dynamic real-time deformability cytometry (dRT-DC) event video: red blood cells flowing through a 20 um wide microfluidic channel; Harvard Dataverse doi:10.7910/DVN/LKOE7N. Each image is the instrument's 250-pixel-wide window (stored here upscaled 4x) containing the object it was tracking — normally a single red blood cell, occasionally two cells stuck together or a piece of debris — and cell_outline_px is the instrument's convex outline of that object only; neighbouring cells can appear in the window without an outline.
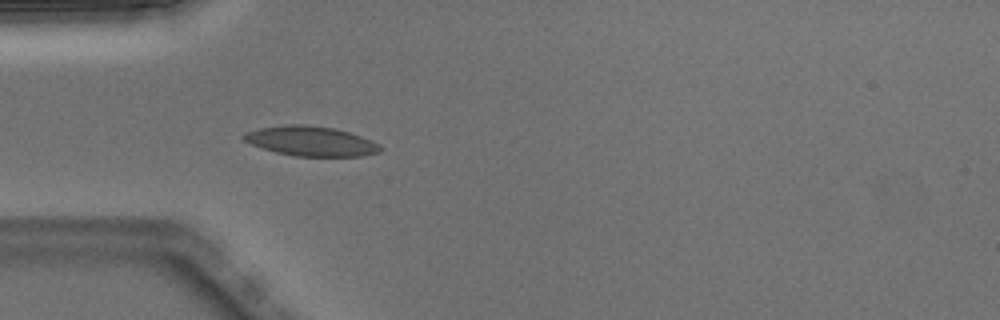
{"species": "Egyptian fruit bat (a non-hibernating species)", "species_latin": "Rousettus aegyptiacus", "temperature_condition": "warm", "stored_images_in_passage": 4, "camera_frame_rate_fps": 3000, "um_per_image_px": 0.085, "animal": {"sex": "male"}, "frame": {"image": 1, "passage_image": 4, "time_ms": 1.0, "image_size_px": [1000, 320], "cell_outline_px": [[380, 152], [364, 156], [296, 156], [276, 152], [252, 144], [244, 140], [240, 136], [244, 132], [260, 128], [288, 124], [304, 124], [332, 128], [348, 132], [372, 140], [380, 144]], "centroid_in_image_um": [26.42, 11.99], "position_along_channel_um": 58.6, "area_um2": 23.52}}